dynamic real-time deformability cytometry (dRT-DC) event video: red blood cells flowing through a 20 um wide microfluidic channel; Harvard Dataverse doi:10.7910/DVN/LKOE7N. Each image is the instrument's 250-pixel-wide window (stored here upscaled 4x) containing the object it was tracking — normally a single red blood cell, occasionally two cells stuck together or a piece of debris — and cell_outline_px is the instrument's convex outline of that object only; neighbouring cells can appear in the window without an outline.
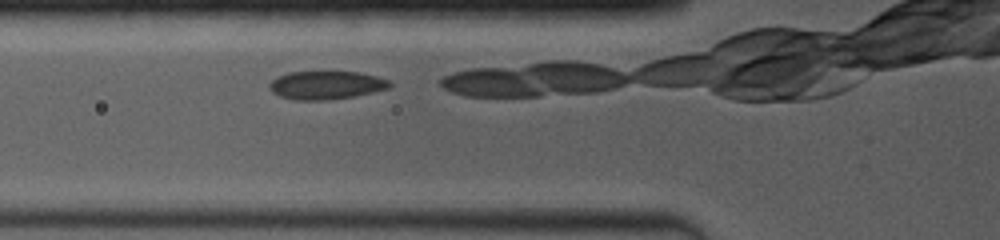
{"species": "common noctule bat (a hibernating species)", "species_latin": "Nyctalus noctula", "temperature_condition": "room temperature", "stored_images_in_passage": 4, "camera_frame_rate_fps": 4000, "um_per_image_px": 0.085, "animal": {"sex": "female", "body_mass_g": 19.0, "forearm_length_mm": 53.3}, "frame": {"image": 1, "passage_image": 4, "time_ms": 2.5, "image_size_px": [1000, 240], "cell_outline_px": [[392, 84], [388, 88], [372, 92], [352, 96], [328, 100], [292, 100], [280, 96], [272, 92], [268, 88], [268, 84], [272, 80], [288, 72], [328, 68], [356, 72], [376, 76], [388, 80]], "centroid_in_image_um": [27.67, 7.18], "position_along_channel_um": 98.1, "area_um2": 20.63}}